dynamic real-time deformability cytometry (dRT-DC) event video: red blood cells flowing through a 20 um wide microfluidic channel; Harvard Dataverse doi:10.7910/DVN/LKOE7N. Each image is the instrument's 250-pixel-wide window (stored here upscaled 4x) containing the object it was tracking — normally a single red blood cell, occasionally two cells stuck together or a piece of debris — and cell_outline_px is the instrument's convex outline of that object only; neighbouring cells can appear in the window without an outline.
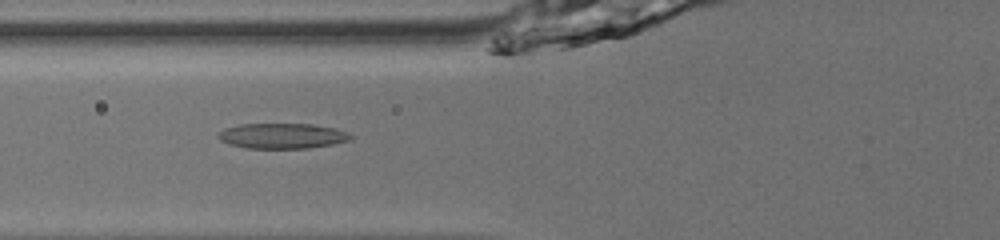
{"species": "common noctule bat (a hibernating species)", "species_latin": "Nyctalus noctula", "temperature_condition": "room temperature", "stored_images_in_passage": 54, "camera_frame_rate_fps": 3000, "um_per_image_px": 0.085, "animal": {"sex": "male", "body_mass_g": 13.0, "forearm_length_mm": 53.1}, "frame": {"image": 1, "passage_image": 23, "time_ms": 7.333, "image_size_px": [1000, 240], "cell_outline_px": [[352, 136], [348, 140], [332, 144], [308, 148], [248, 148], [232, 144], [220, 140], [220, 132], [224, 128], [240, 124], [312, 124], [332, 128], [344, 132]], "centroid_in_image_um": [23.96, 11.55], "position_along_channel_um": 101.8, "area_um2": 19.02}}
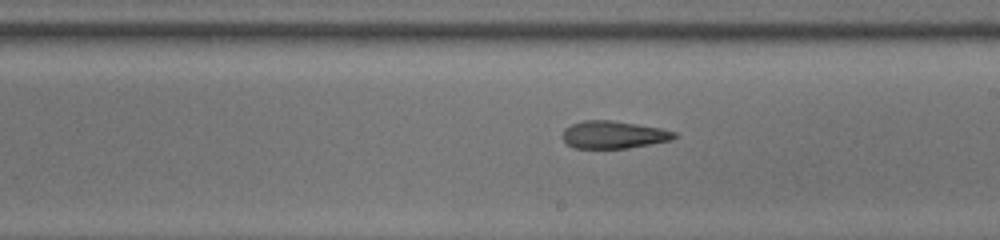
{"frame": {"image": 2, "passage_image": 33, "time_ms": 10.667, "image_size_px": [1000, 240], "cell_outline_px": [[676, 136], [668, 140], [628, 148], [576, 148], [568, 144], [564, 140], [564, 128], [572, 124], [584, 120], [608, 120], [636, 124], [660, 128], [676, 132]], "centroid_in_image_um": [52.12, 11.44], "position_along_channel_um": 236.9, "area_um2": 17.51}}
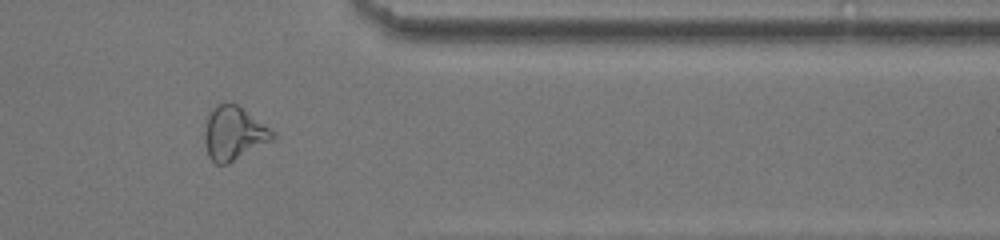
{"frame": {"image": 3, "passage_image": 45, "time_ms": 14.667, "image_size_px": [1000, 240], "cell_outline_px": [[276, 136], [272, 140], [228, 164], [216, 164], [208, 156], [204, 136], [204, 132], [208, 116], [212, 108], [216, 104], [236, 104], [276, 132]], "centroid_in_image_um": [19.87, 11.35], "position_along_channel_um": 391.5, "area_um2": 20.98}}